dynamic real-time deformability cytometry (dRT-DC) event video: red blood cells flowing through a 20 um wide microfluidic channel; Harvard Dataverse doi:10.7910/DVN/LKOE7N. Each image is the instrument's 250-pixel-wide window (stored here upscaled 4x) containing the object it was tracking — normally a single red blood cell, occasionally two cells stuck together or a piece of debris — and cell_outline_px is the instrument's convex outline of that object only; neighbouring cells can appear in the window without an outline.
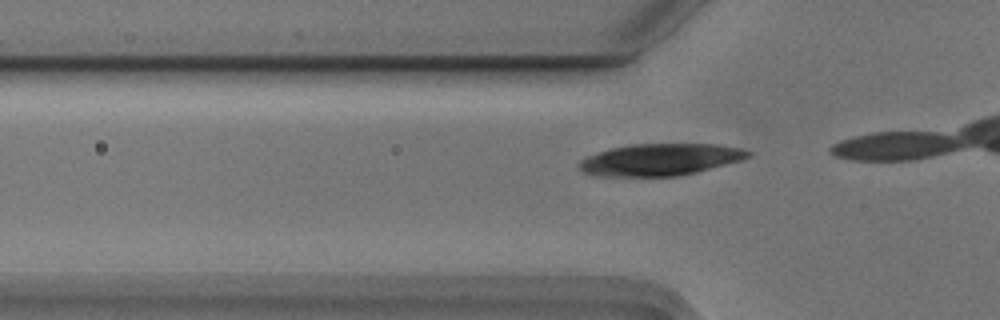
{"species": "Egyptian fruit bat (a non-hibernating species)", "species_latin": "Rousettus aegyptiacus", "temperature_condition": "cold", "stored_images_in_passage": 9, "camera_frame_rate_fps": 3000, "um_per_image_px": 0.085, "animal": {"sex": "male"}, "frame": {"image": 1, "passage_image": 6, "time_ms": 1.667, "image_size_px": [1000, 320], "cell_outline_px": [[752, 152], [748, 156], [740, 160], [696, 172], [680, 176], [596, 176], [584, 172], [576, 164], [580, 160], [596, 152], [612, 148], [632, 144], [716, 144], [740, 148]], "centroid_in_image_um": [56.07, 13.57], "position_along_channel_um": 69.7, "area_um2": 31.21}}